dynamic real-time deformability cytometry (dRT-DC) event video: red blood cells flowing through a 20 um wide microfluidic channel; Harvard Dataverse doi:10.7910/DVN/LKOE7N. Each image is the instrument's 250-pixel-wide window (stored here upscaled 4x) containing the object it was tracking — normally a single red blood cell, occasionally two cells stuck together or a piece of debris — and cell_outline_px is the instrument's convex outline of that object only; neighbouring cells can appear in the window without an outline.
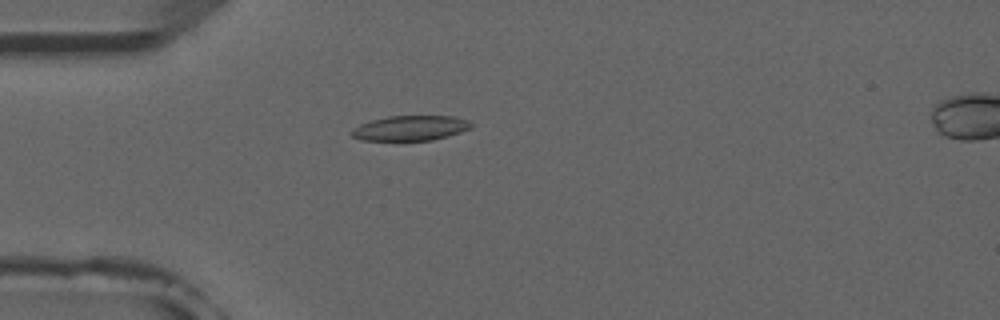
{"species": "common noctule bat (a hibernating species)", "species_latin": "Nyctalus noctula", "temperature_condition": "room temperature", "stored_images_in_passage": 5, "camera_frame_rate_fps": 3000, "um_per_image_px": 0.085, "animal": {"sex": "male", "forearm_length_mm": 52.5}, "frame": {"image": 1, "passage_image": 3, "time_ms": 3.333, "image_size_px": [1000, 320], "cell_outline_px": [[472, 128], [448, 136], [432, 140], [360, 140], [352, 136], [352, 128], [360, 124], [372, 120], [388, 116], [452, 116], [468, 120], [472, 124]], "centroid_in_image_um": [34.89, 10.88], "position_along_channel_um": 50.1, "area_um2": 17.34}}
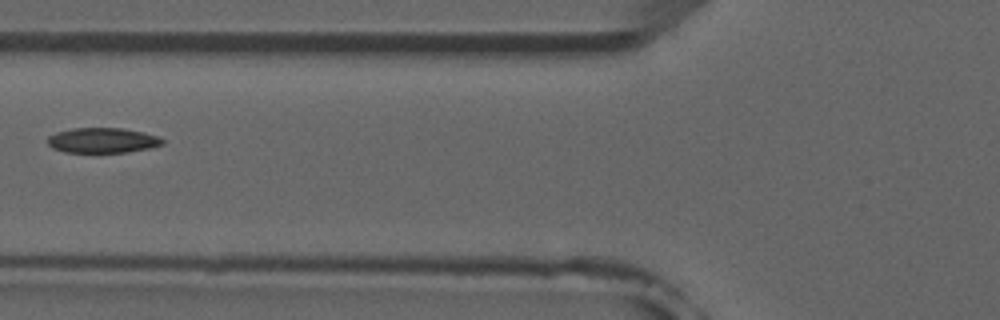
{"frame": {"image": 2, "passage_image": 5, "time_ms": 5.333, "image_size_px": [1000, 320], "cell_outline_px": [[164, 144], [148, 148], [128, 152], [64, 152], [52, 148], [48, 144], [48, 136], [56, 132], [72, 128], [120, 128], [144, 132], [160, 136], [164, 140]], "centroid_in_image_um": [8.72, 11.92], "position_along_channel_um": 117.1, "area_um2": 16.88}}